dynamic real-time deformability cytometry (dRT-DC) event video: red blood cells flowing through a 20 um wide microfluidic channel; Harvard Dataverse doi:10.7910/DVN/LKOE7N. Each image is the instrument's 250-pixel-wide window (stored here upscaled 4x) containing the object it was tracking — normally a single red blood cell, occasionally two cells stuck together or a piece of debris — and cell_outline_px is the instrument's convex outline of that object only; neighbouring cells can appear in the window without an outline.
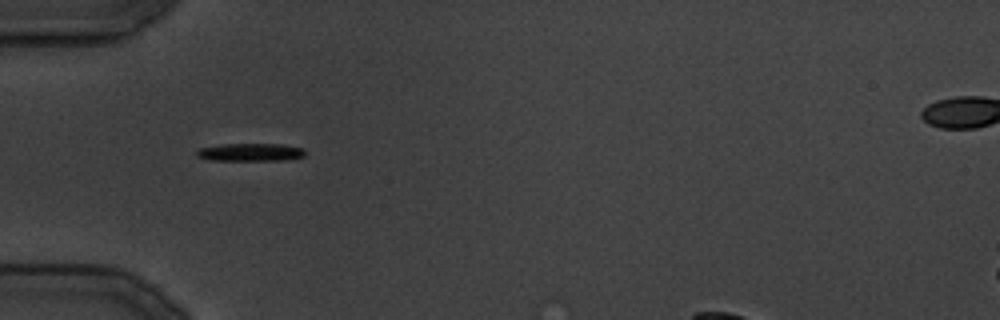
{"species": "common noctule bat (a hibernating species)", "species_latin": "Nyctalus noctula", "temperature_condition": "cold", "stored_images_in_passage": 24, "camera_frame_rate_fps": 3000, "um_per_image_px": 0.085, "animal": {"sex": "male", "body_mass_g": 19.5, "forearm_length_mm": 54.6}, "frame": {"image": 1, "passage_image": 1, "time_ms": 0.0, "image_size_px": [1000, 320], "cell_outline_px": [[304, 156], [284, 160], [208, 160], [196, 156], [196, 152], [200, 148], [220, 144], [284, 144], [304, 148]], "centroid_in_image_um": [21.27, 12.93], "position_along_channel_um": 63.7, "area_um2": 11.27}}
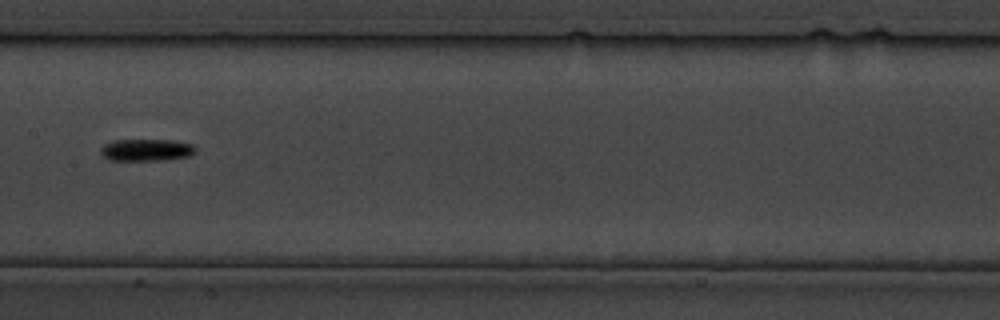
{"frame": {"image": 2, "passage_image": 8, "time_ms": 8.333, "image_size_px": [1000, 320], "cell_outline_px": [[196, 152], [188, 156], [164, 160], [108, 160], [100, 152], [100, 148], [104, 144], [112, 140], [176, 140], [192, 144], [196, 148]], "centroid_in_image_um": [12.44, 12.74], "position_along_channel_um": 195.0, "area_um2": 12.25}}
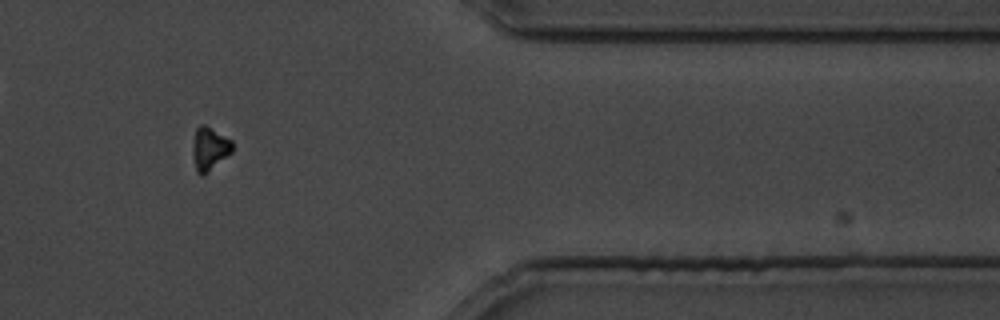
{"frame": {"image": 3, "passage_image": 19, "time_ms": 22.0, "image_size_px": [1000, 320], "cell_outline_px": [[232, 152], [204, 176], [200, 176], [196, 172], [192, 152], [192, 144], [196, 128], [200, 124], [204, 124], [232, 140]], "centroid_in_image_um": [17.79, 12.66], "position_along_channel_um": 393.6, "area_um2": 10.12}}